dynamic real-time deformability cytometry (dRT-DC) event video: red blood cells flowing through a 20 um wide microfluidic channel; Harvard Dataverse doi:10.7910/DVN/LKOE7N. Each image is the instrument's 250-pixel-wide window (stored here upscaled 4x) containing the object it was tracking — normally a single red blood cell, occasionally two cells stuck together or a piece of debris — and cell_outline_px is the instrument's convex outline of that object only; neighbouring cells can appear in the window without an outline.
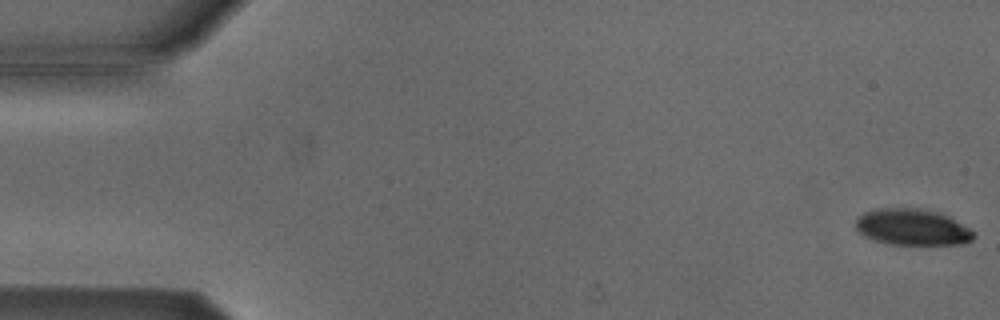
{"species": "Egyptian fruit bat (a non-hibernating species)", "species_latin": "Rousettus aegyptiacus", "temperature_condition": "cold", "stored_images_in_passage": 48, "camera_frame_rate_fps": 3000, "um_per_image_px": 0.085, "animal": {"sex": "male"}, "frame": {"image": 1, "passage_image": 1, "time_ms": 0.0, "image_size_px": [1000, 320], "cell_outline_px": [[976, 236], [972, 240], [964, 244], [888, 244], [872, 240], [864, 236], [856, 228], [856, 220], [864, 212], [880, 208], [920, 208], [940, 212], [948, 216], [968, 228]], "centroid_in_image_um": [77.54, 19.31], "position_along_channel_um": 7.5, "area_um2": 24.91}}
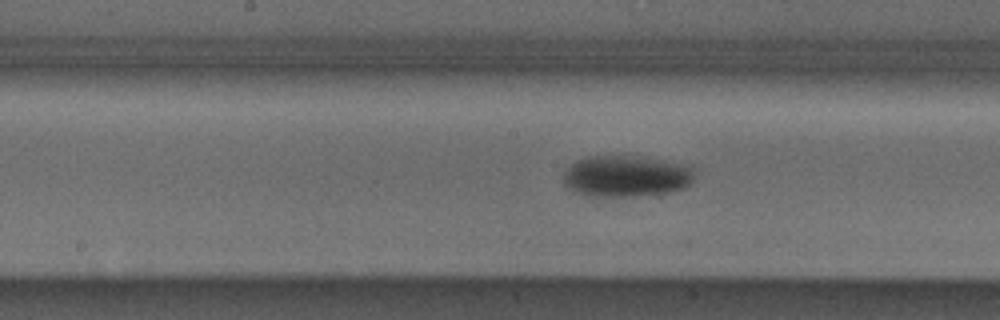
{"frame": {"image": 2, "passage_image": 27, "time_ms": 8.667, "image_size_px": [1000, 320], "cell_outline_px": [[692, 180], [684, 188], [668, 192], [648, 196], [592, 196], [576, 192], [568, 188], [564, 184], [564, 172], [572, 164], [580, 160], [592, 156], [624, 156], [660, 160], [692, 164]], "centroid_in_image_um": [53.25, 14.99], "position_along_channel_um": 195.0, "area_um2": 31.33}}
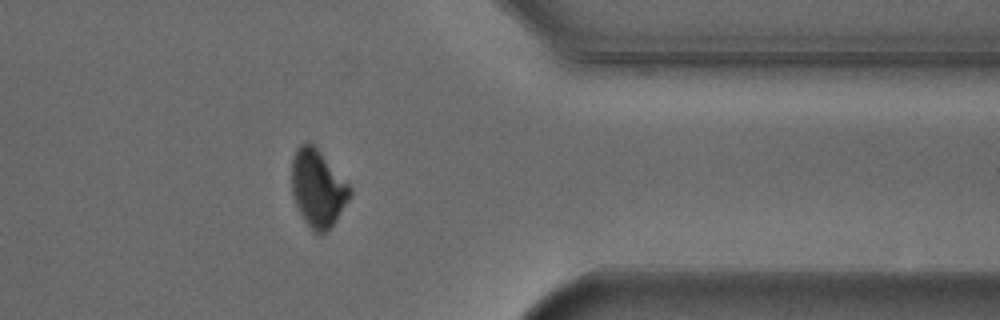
{"frame": {"image": 3, "passage_image": 43, "time_ms": 14.0, "image_size_px": [1000, 320], "cell_outline_px": [[352, 196], [336, 220], [324, 232], [312, 232], [304, 220], [296, 204], [292, 192], [292, 160], [296, 148], [300, 144], [308, 140], [316, 148], [352, 188]], "centroid_in_image_um": [27.01, 16.0], "position_along_channel_um": 384.4, "area_um2": 25.89}}